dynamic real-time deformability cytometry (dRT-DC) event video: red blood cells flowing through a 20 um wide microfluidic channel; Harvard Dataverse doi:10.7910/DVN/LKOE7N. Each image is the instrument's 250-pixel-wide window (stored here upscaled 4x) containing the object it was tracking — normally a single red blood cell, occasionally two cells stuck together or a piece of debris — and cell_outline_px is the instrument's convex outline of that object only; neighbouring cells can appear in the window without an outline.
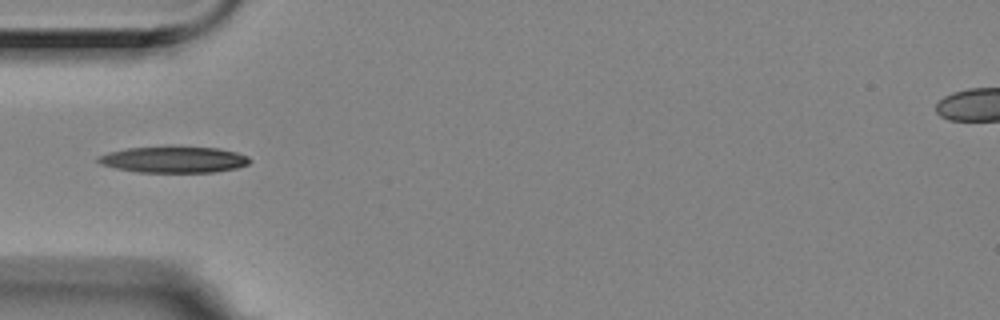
{"species": "Egyptian fruit bat (a non-hibernating species)", "species_latin": "Rousettus aegyptiacus", "temperature_condition": "room temperature", "stored_images_in_passage": 8, "camera_frame_rate_fps": 3000, "um_per_image_px": 0.085, "animal": {"sex": "female"}, "frame": {"image": 1, "passage_image": 5, "time_ms": 1.333, "image_size_px": [1000, 320], "cell_outline_px": [[252, 160], [248, 164], [236, 168], [216, 172], [136, 172], [116, 168], [100, 164], [96, 160], [100, 156], [108, 152], [128, 148], [168, 144], [172, 144], [216, 148], [236, 152], [248, 156]], "centroid_in_image_um": [14.78, 13.53], "position_along_channel_um": 70.2, "area_um2": 23.99}}
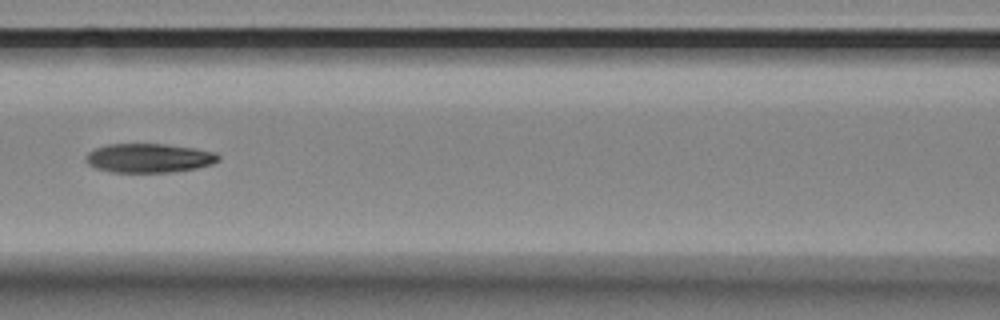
{"frame": {"image": 2, "passage_image": 7, "time_ms": 2.0, "image_size_px": [1000, 320], "cell_outline_px": [[220, 160], [212, 164], [196, 168], [172, 172], [112, 172], [96, 168], [88, 164], [84, 160], [84, 156], [88, 152], [96, 148], [108, 144], [164, 144], [196, 148], [216, 152], [220, 156]], "centroid_in_image_um": [12.67, 13.43], "position_along_channel_um": 153.9, "area_um2": 22.6}}
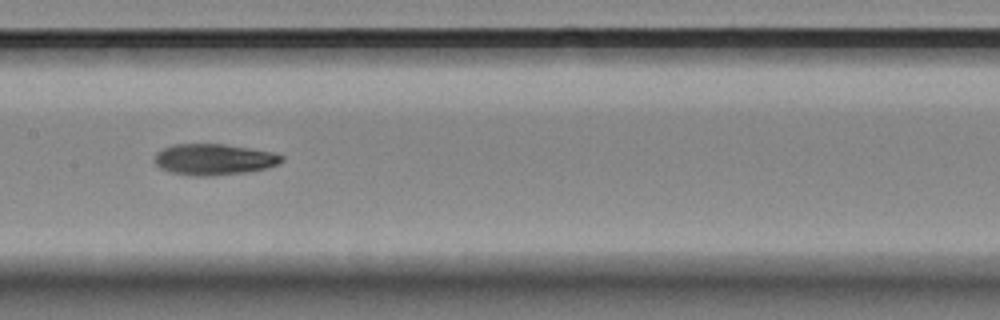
{"frame": {"image": 3, "passage_image": 8, "time_ms": 2.333, "image_size_px": [1000, 320], "cell_outline_px": [[284, 160], [280, 164], [248, 172], [212, 176], [192, 176], [168, 172], [160, 168], [152, 160], [156, 152], [172, 144], [224, 144], [272, 152], [284, 156]], "centroid_in_image_um": [18.15, 13.56], "position_along_channel_um": 189.3, "area_um2": 23.29}}